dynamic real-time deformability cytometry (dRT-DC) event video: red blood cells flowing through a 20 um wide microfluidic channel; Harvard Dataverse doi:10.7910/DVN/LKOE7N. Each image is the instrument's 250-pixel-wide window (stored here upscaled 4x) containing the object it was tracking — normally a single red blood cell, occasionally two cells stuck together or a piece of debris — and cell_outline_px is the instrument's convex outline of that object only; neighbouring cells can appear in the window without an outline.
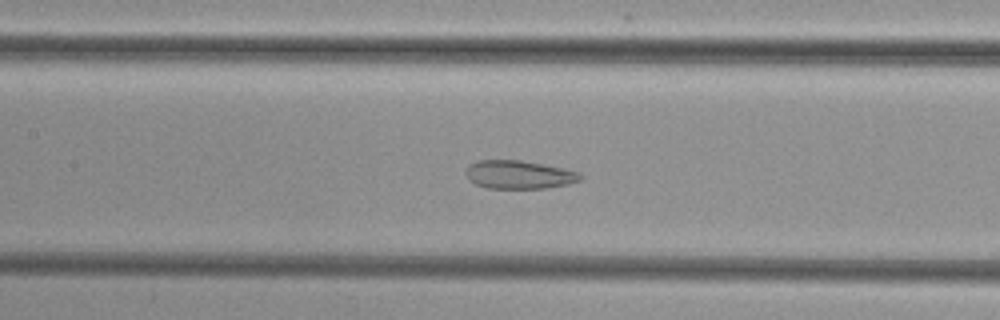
{"species": "common noctule bat (a hibernating species)", "species_latin": "Nyctalus noctula", "temperature_condition": "cold", "stored_images_in_passage": 52, "camera_frame_rate_fps": 3000, "um_per_image_px": 0.085, "animal": {"sex": "female", "body_mass_g": 29.2, "forearm_length_mm": 56.3}, "frame": {"image": 1, "passage_image": 24, "time_ms": 7.667, "image_size_px": [1000, 320], "cell_outline_px": [[584, 176], [580, 180], [568, 184], [544, 188], [488, 188], [476, 184], [468, 180], [464, 172], [468, 164], [476, 160], [520, 160], [544, 164], [564, 168], [580, 172]], "centroid_in_image_um": [44.09, 14.83], "position_along_channel_um": 163.3, "area_um2": 19.13}}
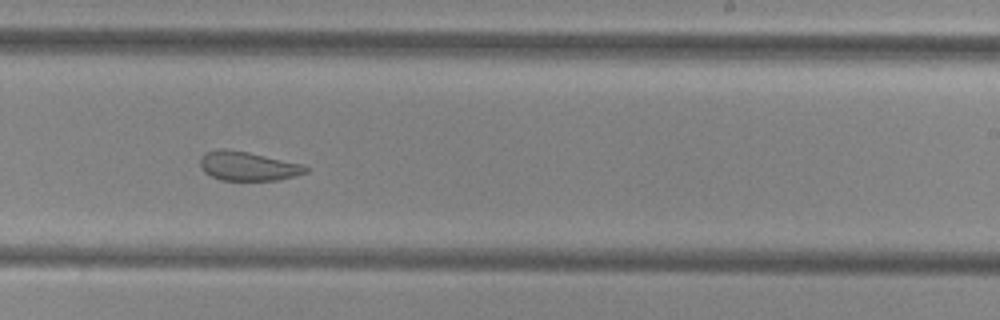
{"frame": {"image": 2, "passage_image": 32, "time_ms": 10.333, "image_size_px": [1000, 320], "cell_outline_px": [[308, 172], [276, 180], [220, 180], [204, 172], [200, 168], [200, 156], [208, 152], [220, 148], [224, 148], [248, 152], [300, 164], [308, 168]], "centroid_in_image_um": [21.0, 14.12], "position_along_channel_um": 268.0, "area_um2": 17.63}}
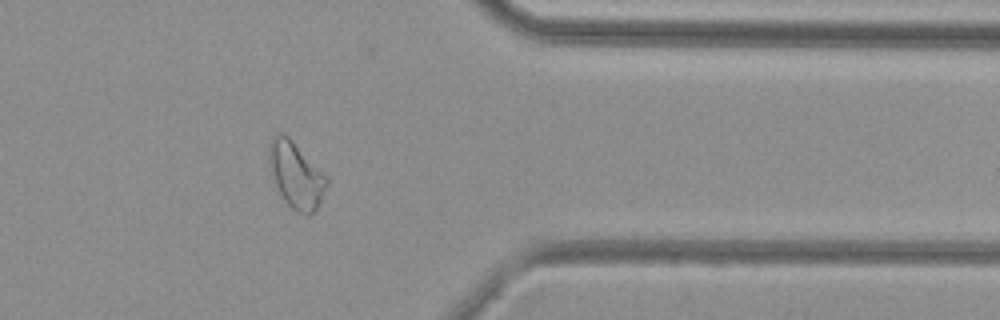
{"frame": {"image": 3, "passage_image": 42, "time_ms": 13.667, "image_size_px": [1000, 320], "cell_outline_px": [[328, 184], [316, 208], [308, 216], [292, 208], [284, 200], [276, 184], [268, 156], [268, 144], [272, 136], [280, 132], [284, 132], [328, 176]], "centroid_in_image_um": [25.17, 14.83], "position_along_channel_um": 386.2, "area_um2": 21.91}}